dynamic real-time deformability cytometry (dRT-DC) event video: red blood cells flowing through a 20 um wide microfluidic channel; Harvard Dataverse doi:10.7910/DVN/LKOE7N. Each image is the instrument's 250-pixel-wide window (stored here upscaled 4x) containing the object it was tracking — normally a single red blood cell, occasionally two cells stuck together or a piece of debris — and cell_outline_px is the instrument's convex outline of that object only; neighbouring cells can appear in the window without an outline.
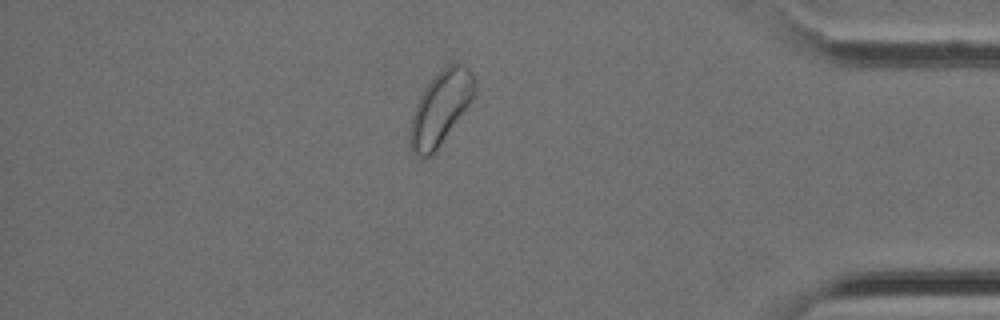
{"species": "Egyptian fruit bat (a non-hibernating species)", "species_latin": "Rousettus aegyptiacus", "temperature_condition": "cold", "stored_images_in_passage": 38, "camera_frame_rate_fps": 3000, "um_per_image_px": 0.085, "animal": {"sex": "female"}, "frame": {"image": 1, "passage_image": 33, "time_ms": 10.667, "image_size_px": [1000, 320], "cell_outline_px": [[476, 96], [432, 156], [424, 160], [420, 160], [412, 152], [408, 144], [408, 136], [412, 116], [416, 104], [424, 88], [436, 72], [448, 64], [456, 60], [464, 64], [472, 72], [476, 80]], "centroid_in_image_um": [37.45, 9.19], "position_along_channel_um": 397.7, "area_um2": 28.61}}